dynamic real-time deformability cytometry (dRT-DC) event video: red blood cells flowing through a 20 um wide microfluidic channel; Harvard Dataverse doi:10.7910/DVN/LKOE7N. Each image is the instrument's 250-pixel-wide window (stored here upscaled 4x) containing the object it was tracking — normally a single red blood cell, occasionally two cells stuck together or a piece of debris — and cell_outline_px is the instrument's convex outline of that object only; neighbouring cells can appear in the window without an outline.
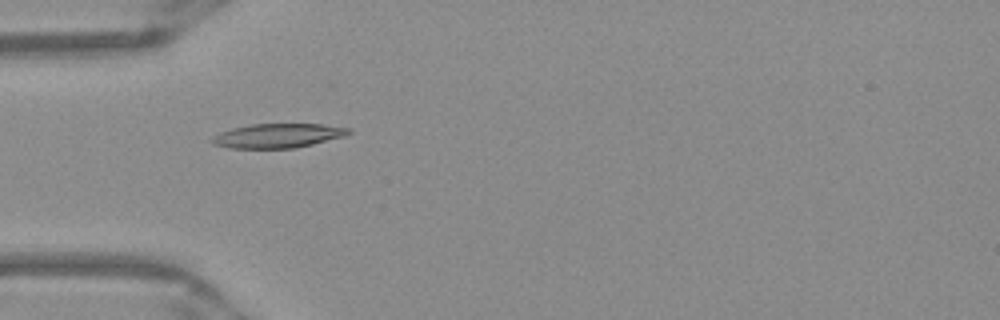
{"species": "Egyptian fruit bat (a non-hibernating species)", "species_latin": "Rousettus aegyptiacus", "temperature_condition": "warm", "stored_images_in_passage": 35, "camera_frame_rate_fps": 3000, "um_per_image_px": 0.085, "frame": {"image": 1, "passage_image": 5, "time_ms": 1.333, "image_size_px": [1000, 320], "cell_outline_px": [[352, 132], [344, 136], [296, 148], [228, 148], [212, 144], [208, 140], [212, 136], [220, 132], [232, 128], [252, 124], [324, 124], [352, 128]], "centroid_in_image_um": [23.59, 11.53], "position_along_channel_um": 61.4, "area_um2": 19.48}}
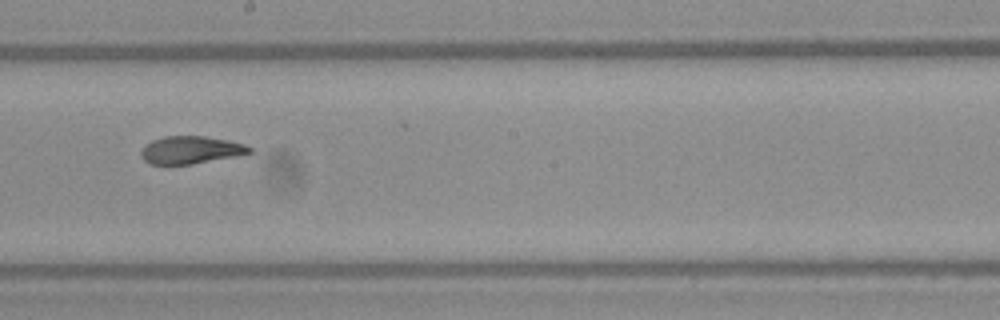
{"frame": {"image": 2, "passage_image": 18, "time_ms": 5.667, "image_size_px": [1000, 320], "cell_outline_px": [[252, 152], [192, 164], [148, 164], [140, 156], [140, 152], [152, 140], [164, 136], [204, 136], [228, 140], [244, 144], [252, 148]], "centroid_in_image_um": [16.18, 12.74], "position_along_channel_um": 232.0, "area_um2": 17.17}}
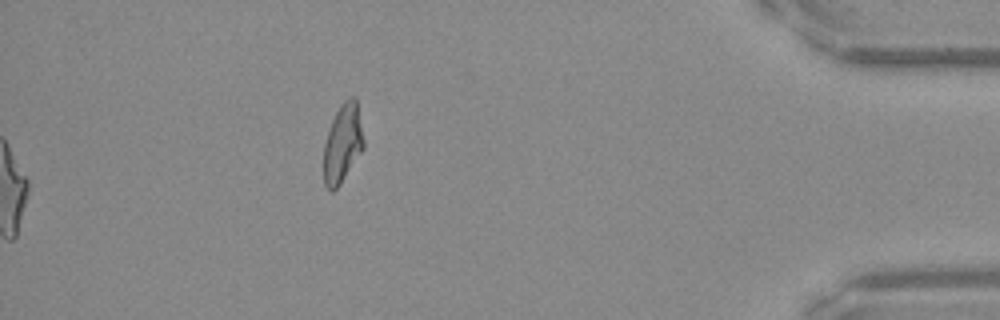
{"frame": {"image": 3, "passage_image": 35, "time_ms": 11.333, "image_size_px": [1000, 320], "cell_outline_px": [[364, 148], [340, 184], [332, 192], [324, 184], [324, 144], [332, 120], [340, 104], [348, 96], [356, 96], [364, 140]], "centroid_in_image_um": [29.14, 12.15], "position_along_channel_um": 406.1, "area_um2": 18.26}, "authors_computed_cell_mechanics": {"area_um2": 18.6116, "velocity_mm_per_s": 3.9654, "shape_relaxation_time_tau1_ms": null, "shape_relaxation_time_tau2_ms": 1.6346, "deformation_change_tau1": null, "deformation_change_tau2": 0.0775}}